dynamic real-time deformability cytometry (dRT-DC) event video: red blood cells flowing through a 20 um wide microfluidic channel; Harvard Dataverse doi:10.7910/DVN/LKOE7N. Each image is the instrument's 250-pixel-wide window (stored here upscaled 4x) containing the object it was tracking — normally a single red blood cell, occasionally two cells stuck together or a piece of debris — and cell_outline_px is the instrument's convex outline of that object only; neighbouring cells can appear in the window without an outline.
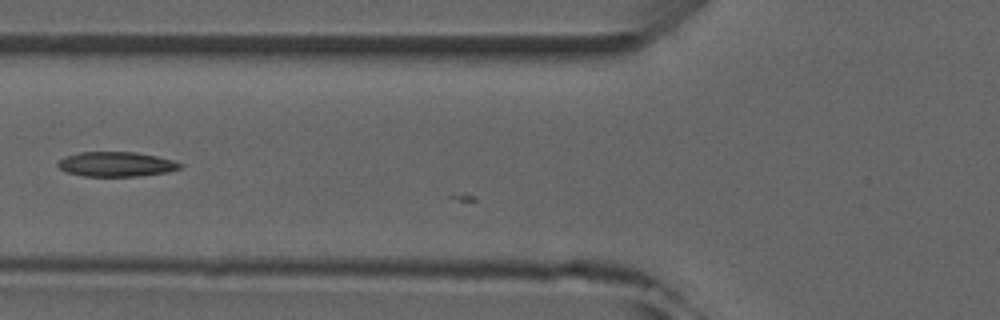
{"species": "common noctule bat (a hibernating species)", "species_latin": "Nyctalus noctula", "temperature_condition": "room temperature", "stored_images_in_passage": 7, "camera_frame_rate_fps": 3000, "um_per_image_px": 0.085, "animal": {"sex": "male", "forearm_length_mm": 52.5}, "frame": {"image": 1, "passage_image": 6, "time_ms": 5.667, "image_size_px": [1000, 320], "cell_outline_px": [[184, 164], [180, 168], [168, 172], [136, 176], [84, 176], [68, 172], [60, 168], [56, 164], [64, 156], [80, 152], [136, 152], [176, 160]], "centroid_in_image_um": [9.91, 13.95], "position_along_channel_um": 115.9, "area_um2": 17.63}}